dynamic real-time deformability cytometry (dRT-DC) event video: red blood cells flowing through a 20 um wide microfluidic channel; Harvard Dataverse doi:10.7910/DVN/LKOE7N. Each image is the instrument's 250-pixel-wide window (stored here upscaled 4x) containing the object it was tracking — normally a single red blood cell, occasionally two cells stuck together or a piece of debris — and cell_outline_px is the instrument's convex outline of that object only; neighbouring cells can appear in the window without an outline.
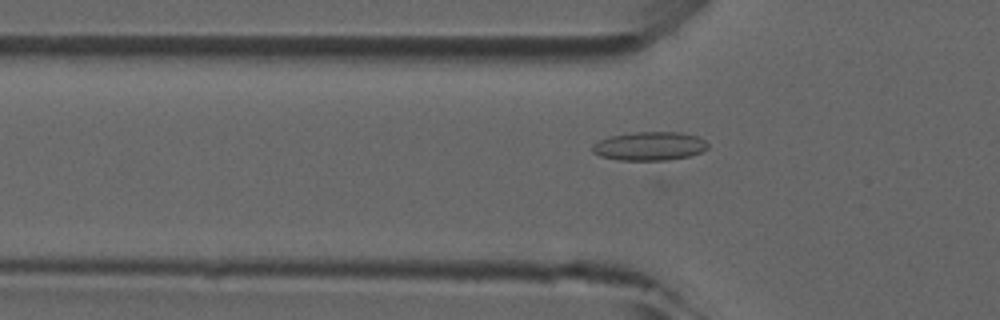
{"species": "common noctule bat (a hibernating species)", "species_latin": "Nyctalus noctula", "temperature_condition": "room temperature", "stored_images_in_passage": 40, "camera_frame_rate_fps": 3000, "um_per_image_px": 0.085, "animal": {"sex": "male", "forearm_length_mm": 52.5}, "frame": {"image": 1, "passage_image": 7, "time_ms": 2.0, "image_size_px": [1000, 320], "cell_outline_px": [[708, 148], [700, 152], [688, 156], [656, 164], [620, 160], [600, 156], [592, 152], [592, 144], [608, 136], [636, 132], [680, 132], [696, 136], [704, 140], [708, 144]], "centroid_in_image_um": [55.19, 12.47], "position_along_channel_um": 70.6, "area_um2": 20.06}}
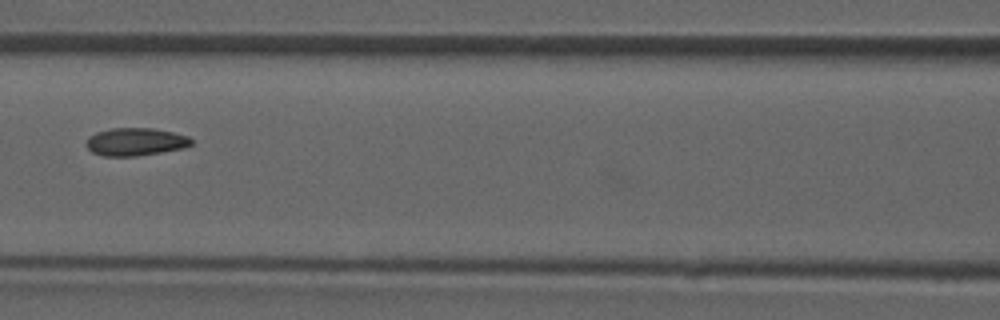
{"frame": {"image": 2, "passage_image": 13, "time_ms": 4.0, "image_size_px": [1000, 320], "cell_outline_px": [[192, 144], [184, 148], [136, 156], [104, 156], [92, 152], [84, 144], [88, 136], [96, 132], [112, 128], [152, 128], [172, 132], [188, 136], [192, 140]], "centroid_in_image_um": [11.48, 12.05], "position_along_channel_um": 155.1, "area_um2": 17.05}}